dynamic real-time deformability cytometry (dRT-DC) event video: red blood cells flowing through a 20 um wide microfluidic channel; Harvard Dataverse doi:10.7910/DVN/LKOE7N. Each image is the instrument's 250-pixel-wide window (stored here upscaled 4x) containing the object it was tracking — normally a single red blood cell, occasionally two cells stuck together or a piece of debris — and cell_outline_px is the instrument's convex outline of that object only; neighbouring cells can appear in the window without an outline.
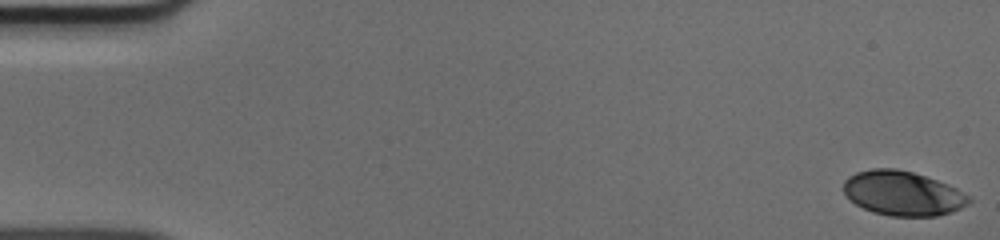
{"species": "human", "species_latin": "Homo sapiens", "temperature_condition": "cold", "stored_images_in_passage": 51, "camera_frame_rate_fps": 3000, "um_per_image_px": 0.085, "donor": {"sex": "male"}, "frame": {"image": 1, "passage_image": 1, "time_ms": 0.0, "image_size_px": [1000, 240], "cell_outline_px": [[972, 200], [968, 204], [960, 208], [936, 216], [892, 216], [872, 212], [856, 204], [844, 192], [844, 180], [848, 176], [856, 172], [872, 168], [896, 168], [912, 172], [948, 184], [972, 196]], "centroid_in_image_um": [76.74, 16.42], "position_along_channel_um": 8.3, "area_um2": 32.43}}
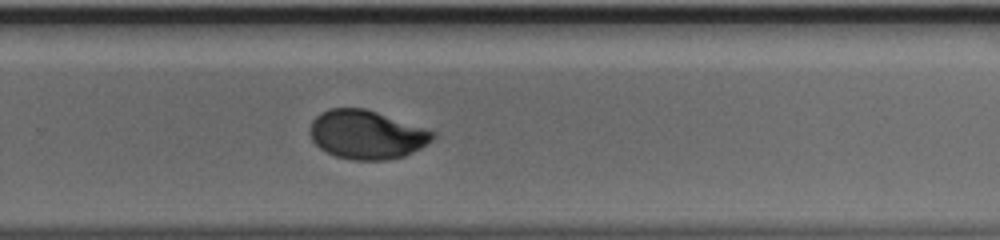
{"frame": {"image": 2, "passage_image": 34, "time_ms": 11.0, "image_size_px": [1000, 240], "cell_outline_px": [[436, 136], [432, 140], [420, 148], [404, 156], [388, 160], [352, 160], [336, 156], [320, 148], [312, 140], [308, 132], [308, 128], [312, 120], [320, 112], [328, 108], [364, 108], [436, 132]], "centroid_in_image_um": [31.12, 11.44], "position_along_channel_um": 298.7, "area_um2": 34.85}}
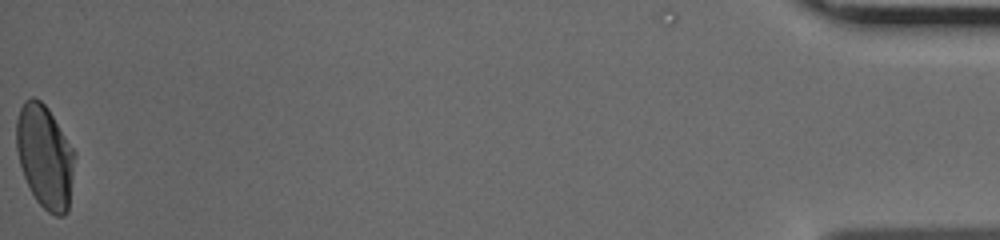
{"frame": {"image": 3, "passage_image": 51, "time_ms": 16.667, "image_size_px": [1000, 240], "cell_outline_px": [[76, 156], [68, 212], [64, 216], [56, 216], [48, 212], [36, 200], [24, 176], [20, 164], [16, 148], [16, 120], [20, 108], [24, 100], [32, 96], [40, 100], [48, 108], [76, 152]], "centroid_in_image_um": [3.83, 13.3], "position_along_channel_um": 431.4, "area_um2": 35.32}}